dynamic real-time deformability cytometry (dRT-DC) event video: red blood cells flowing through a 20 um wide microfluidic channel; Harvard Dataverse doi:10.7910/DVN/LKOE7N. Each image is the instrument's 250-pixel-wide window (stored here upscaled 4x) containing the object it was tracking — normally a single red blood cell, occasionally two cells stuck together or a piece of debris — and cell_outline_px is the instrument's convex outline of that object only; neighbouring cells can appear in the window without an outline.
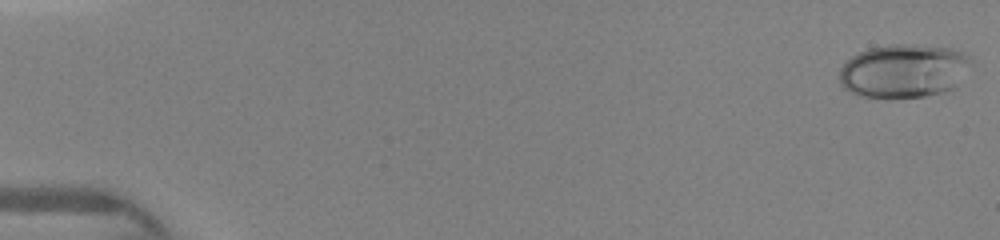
{"species": "human", "species_latin": "Homo sapiens", "temperature_condition": "warm", "stored_images_in_passage": 46, "camera_frame_rate_fps": 3000, "um_per_image_px": 0.085, "donor": {"sex": "female"}, "frame": {"image": 1, "passage_image": 1, "time_ms": 0.0, "image_size_px": [1000, 240], "cell_outline_px": [[972, 64], [960, 84], [956, 88], [944, 92], [924, 96], [888, 100], [856, 96], [844, 88], [840, 84], [840, 68], [852, 56], [868, 48], [888, 44], [904, 44], [948, 48], [960, 52], [968, 56], [972, 60]], "centroid_in_image_um": [76.82, 6.07], "position_along_channel_um": 8.2, "area_um2": 42.02}}
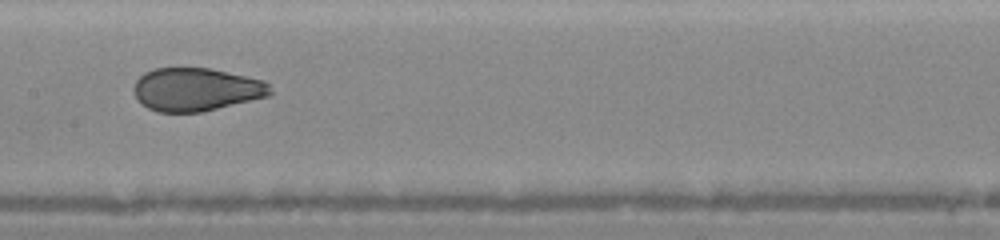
{"frame": {"image": 2, "passage_image": 24, "time_ms": 7.667, "image_size_px": [1000, 240], "cell_outline_px": [[272, 92], [268, 96], [200, 112], [156, 112], [140, 104], [136, 100], [132, 88], [136, 80], [144, 72], [156, 68], [208, 68], [228, 72], [264, 80], [268, 84]], "centroid_in_image_um": [16.61, 7.6], "position_along_channel_um": 190.8, "area_um2": 34.33}}
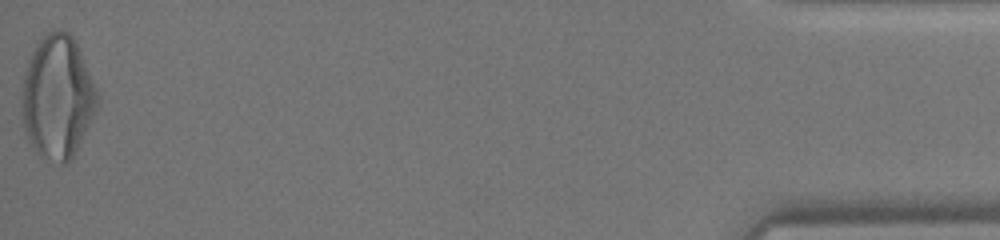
{"frame": {"image": 3, "passage_image": 46, "time_ms": 15.0, "image_size_px": [1000, 240], "cell_outline_px": [[100, 100], [96, 112], [68, 164], [60, 164], [40, 156], [36, 152], [28, 140], [24, 128], [20, 112], [20, 100], [24, 72], [28, 60], [36, 44], [44, 32], [56, 28], [60, 28], [68, 32], [76, 40], [96, 88]], "centroid_in_image_um": [4.86, 8.22], "position_along_channel_um": 430.3, "area_um2": 55.03}}